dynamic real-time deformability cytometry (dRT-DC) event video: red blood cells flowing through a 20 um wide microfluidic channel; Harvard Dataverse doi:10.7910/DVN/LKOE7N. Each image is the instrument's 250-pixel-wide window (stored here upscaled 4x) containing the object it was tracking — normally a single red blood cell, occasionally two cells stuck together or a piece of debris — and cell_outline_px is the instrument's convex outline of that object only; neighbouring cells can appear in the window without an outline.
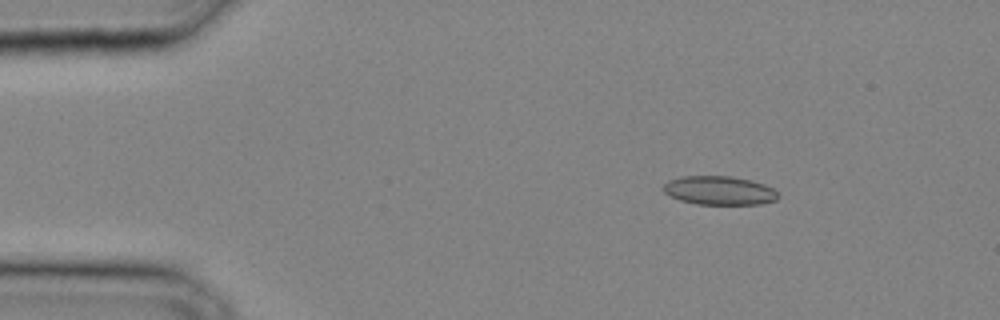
{"species": "common noctule bat (a hibernating species)", "species_latin": "Nyctalus noctula", "temperature_condition": "cold", "stored_images_in_passage": 29, "camera_frame_rate_fps": 3000, "um_per_image_px": 0.085, "animal": {"sex": "male", "body_mass_g": 20.4}, "frame": {"image": 1, "passage_image": 2, "time_ms": 0.333, "image_size_px": [1000, 320], "cell_outline_px": [[780, 196], [776, 200], [760, 204], [696, 204], [680, 200], [664, 192], [660, 188], [668, 180], [680, 176], [732, 176], [752, 180], [764, 184], [772, 188]], "centroid_in_image_um": [61.12, 16.18], "position_along_channel_um": 23.9, "area_um2": 19.36}}
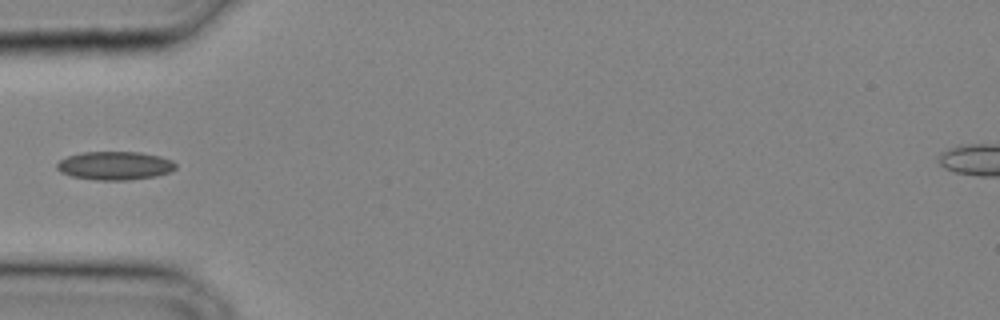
{"frame": {"image": 2, "passage_image": 8, "time_ms": 2.333, "image_size_px": [1000, 320], "cell_outline_px": [[176, 168], [168, 172], [156, 176], [128, 180], [96, 180], [72, 176], [60, 172], [56, 168], [56, 164], [60, 160], [68, 156], [84, 152], [140, 152], [160, 156], [172, 160], [176, 164]], "centroid_in_image_um": [9.76, 14.08], "position_along_channel_um": 75.2, "area_um2": 19.65}}
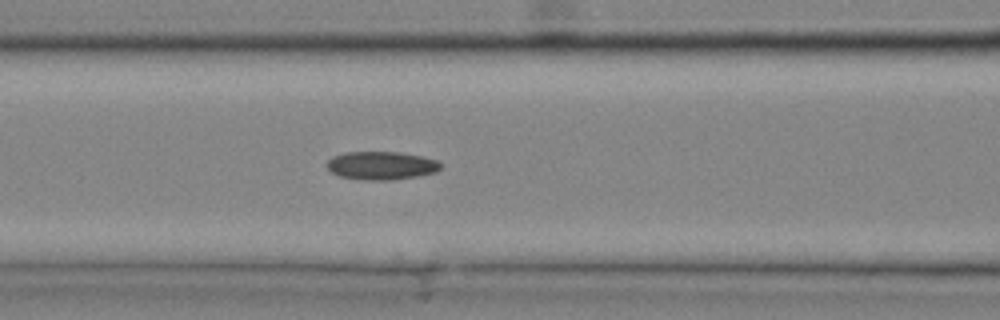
{"frame": {"image": 3, "passage_image": 11, "time_ms": 3.333, "image_size_px": [1000, 320], "cell_outline_px": [[440, 168], [436, 172], [416, 176], [392, 180], [368, 180], [340, 176], [332, 172], [328, 168], [328, 160], [332, 156], [344, 152], [400, 152], [420, 156], [436, 160], [440, 164]], "centroid_in_image_um": [32.4, 14.06], "position_along_channel_um": 134.2, "area_um2": 18.5}}